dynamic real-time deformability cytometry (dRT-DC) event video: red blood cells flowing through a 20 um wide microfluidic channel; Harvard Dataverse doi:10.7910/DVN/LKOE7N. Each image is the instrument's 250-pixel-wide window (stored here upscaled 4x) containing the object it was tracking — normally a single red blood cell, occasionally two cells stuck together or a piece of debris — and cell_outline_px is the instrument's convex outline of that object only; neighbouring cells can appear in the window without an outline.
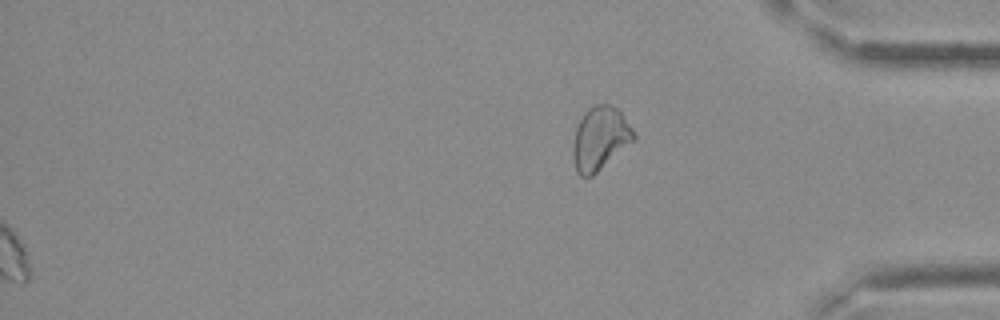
{"species": "Egyptian fruit bat (a non-hibernating species)", "species_latin": "Rousettus aegyptiacus", "temperature_condition": "cold", "stored_images_in_passage": 36, "segment_of_instrument_passage": [2, 2], "camera_frame_rate_fps": 3000, "um_per_image_px": 0.085, "frame": {"image": 1, "passage_image": 36, "time_ms": 11.667, "image_size_px": [1000, 320], "cell_outline_px": [[636, 140], [592, 176], [580, 176], [576, 172], [572, 156], [572, 148], [576, 128], [584, 112], [588, 108], [596, 104], [612, 104], [620, 112], [636, 132]], "centroid_in_image_um": [51.02, 11.77], "position_along_channel_um": 384.2, "area_um2": 22.66}}